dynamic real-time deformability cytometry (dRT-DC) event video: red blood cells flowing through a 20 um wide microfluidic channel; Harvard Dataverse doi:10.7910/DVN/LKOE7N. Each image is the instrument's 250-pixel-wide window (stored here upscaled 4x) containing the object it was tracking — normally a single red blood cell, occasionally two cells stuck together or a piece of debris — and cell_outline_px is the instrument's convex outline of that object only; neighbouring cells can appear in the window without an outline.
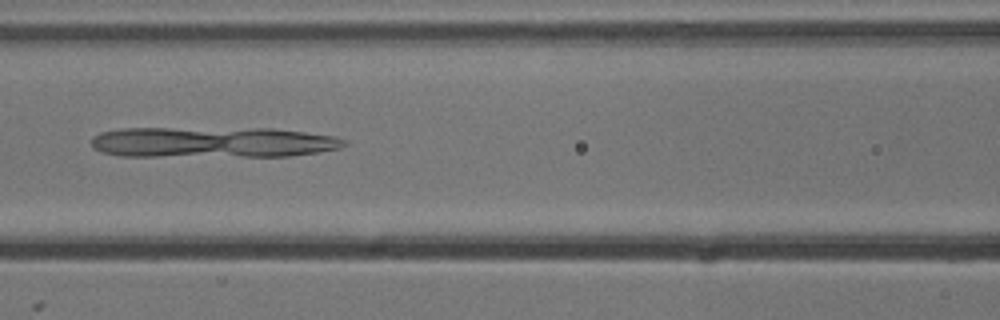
{"species": "common noctule bat (a hibernating species)", "species_latin": "Nyctalus noctula", "temperature_condition": "cold", "stored_images_in_passage": 9, "camera_frame_rate_fps": 3000, "um_per_image_px": 0.085, "animal": {"sex": "male", "body_mass_g": 13.3}, "frame": {"image": 1, "passage_image": 6, "time_ms": 1.667, "image_size_px": [1000, 320], "cell_outline_px": [[348, 144], [340, 148], [320, 152], [288, 156], [116, 156], [100, 152], [92, 148], [92, 136], [100, 132], [120, 128], [272, 128], [336, 136], [348, 140]], "centroid_in_image_um": [18.06, 12.09], "position_along_channel_um": 148.5, "area_um2": 45.95}}
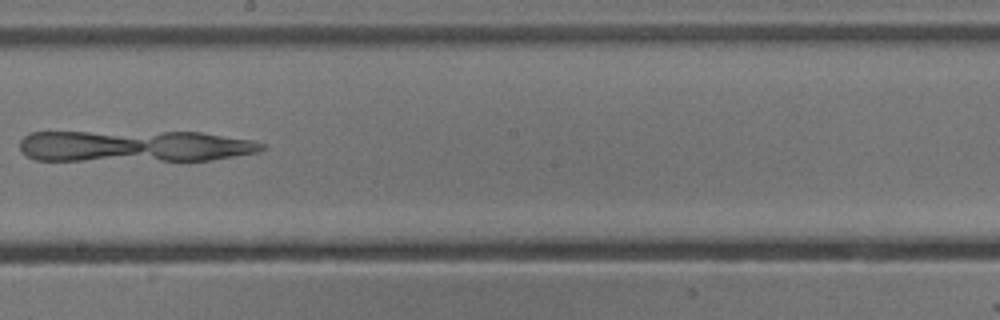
{"frame": {"image": 2, "passage_image": 8, "time_ms": 2.333, "image_size_px": [1000, 320], "cell_outline_px": [[264, 148], [260, 152], [212, 160], [36, 160], [28, 156], [20, 148], [20, 140], [28, 132], [200, 132], [252, 140], [264, 144]], "centroid_in_image_um": [11.46, 12.42], "position_along_channel_um": 236.7, "area_um2": 44.51}}
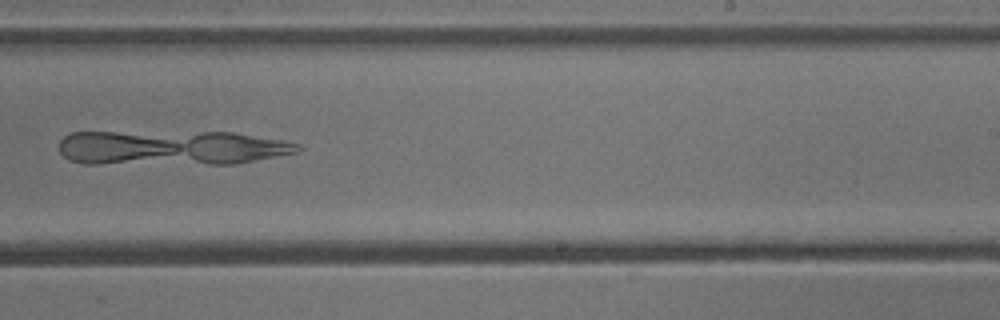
{"frame": {"image": 3, "passage_image": 9, "time_ms": 2.667, "image_size_px": [1000, 320], "cell_outline_px": [[304, 148], [296, 152], [232, 164], [84, 164], [68, 160], [60, 152], [60, 140], [64, 136], [72, 132], [232, 132], [280, 140], [300, 144]], "centroid_in_image_um": [14.49, 12.57], "position_along_channel_um": 274.5, "area_um2": 48.61}}